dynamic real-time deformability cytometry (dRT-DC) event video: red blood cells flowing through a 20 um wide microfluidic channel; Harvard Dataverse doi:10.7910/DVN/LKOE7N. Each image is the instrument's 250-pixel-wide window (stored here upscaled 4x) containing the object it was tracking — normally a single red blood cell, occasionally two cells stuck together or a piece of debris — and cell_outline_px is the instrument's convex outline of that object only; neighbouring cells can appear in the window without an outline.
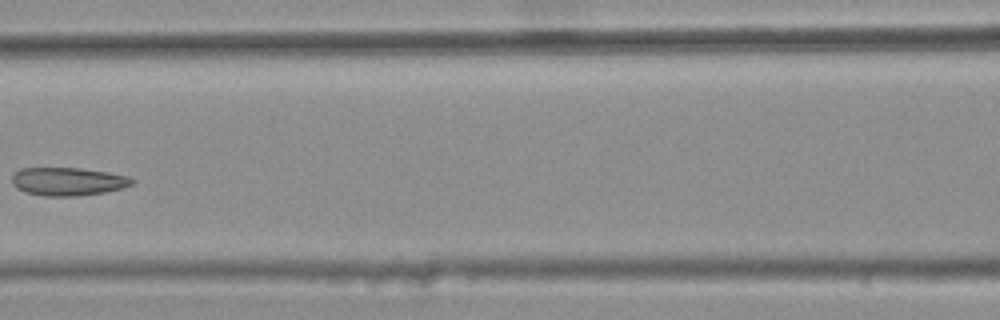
{"species": "common noctule bat (a hibernating species)", "species_latin": "Nyctalus noctula", "temperature_condition": "warm", "stored_images_in_passage": 7, "camera_frame_rate_fps": 3000, "um_per_image_px": 0.085, "animal": {"sex": "female", "body_mass_g": 25.1}, "frame": {"image": 1, "passage_image": 6, "time_ms": 1.667, "image_size_px": [1000, 320], "cell_outline_px": [[136, 180], [132, 184], [124, 188], [104, 192], [76, 196], [44, 196], [24, 192], [16, 188], [12, 184], [12, 176], [20, 168], [80, 168], [108, 172], [128, 176]], "centroid_in_image_um": [5.78, 15.43], "position_along_channel_um": 160.8, "area_um2": 19.83}}
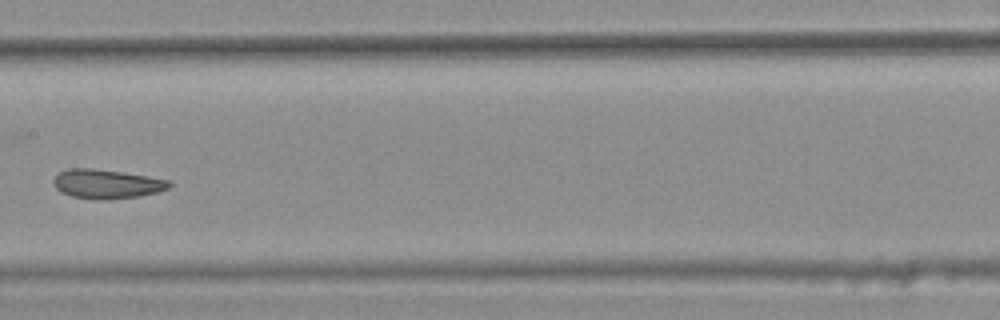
{"frame": {"image": 2, "passage_image": 7, "time_ms": 2.0, "image_size_px": [1000, 320], "cell_outline_px": [[172, 184], [168, 188], [156, 192], [140, 196], [108, 200], [92, 200], [72, 196], [60, 192], [52, 184], [52, 180], [56, 172], [68, 168], [92, 168], [120, 172], [172, 180]], "centroid_in_image_um": [9.01, 15.64], "position_along_channel_um": 198.4, "area_um2": 20.0}}